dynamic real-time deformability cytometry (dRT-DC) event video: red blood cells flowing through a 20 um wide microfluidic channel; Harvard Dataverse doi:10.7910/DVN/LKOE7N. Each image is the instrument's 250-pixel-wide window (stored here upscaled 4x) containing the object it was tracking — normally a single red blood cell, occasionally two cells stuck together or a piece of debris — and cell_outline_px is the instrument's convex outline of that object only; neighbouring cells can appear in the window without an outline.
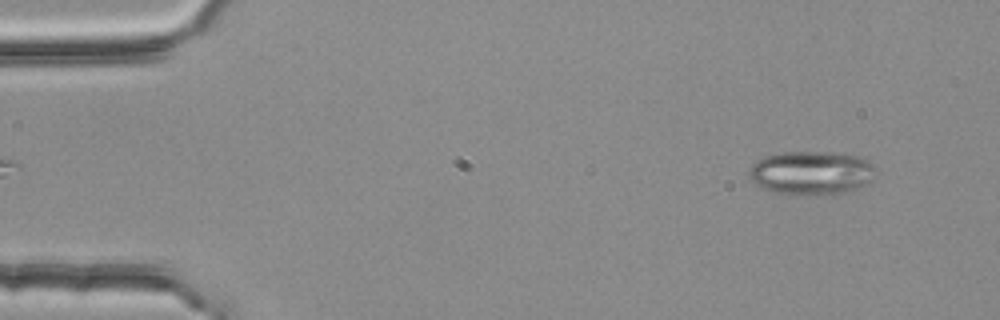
{"species": "common noctule bat (a hibernating species)", "species_latin": "Nyctalus noctula", "temperature_condition": "room temperature", "stored_images_in_passage": 3, "camera_frame_rate_fps": 3000, "um_per_image_px": 0.085, "animal": {"sex": "female", "body_mass_g": 25.1}, "frame": {"image": 1, "passage_image": 1, "time_ms": 0.0, "image_size_px": [1000, 320], "cell_outline_px": [[876, 172], [864, 184], [852, 192], [836, 196], [824, 196], [776, 192], [760, 188], [748, 176], [748, 168], [756, 160], [764, 156], [784, 152], [824, 152], [856, 156], [868, 160], [876, 168]], "centroid_in_image_um": [68.95, 14.72], "position_along_channel_um": 16.1, "area_um2": 32.6}}